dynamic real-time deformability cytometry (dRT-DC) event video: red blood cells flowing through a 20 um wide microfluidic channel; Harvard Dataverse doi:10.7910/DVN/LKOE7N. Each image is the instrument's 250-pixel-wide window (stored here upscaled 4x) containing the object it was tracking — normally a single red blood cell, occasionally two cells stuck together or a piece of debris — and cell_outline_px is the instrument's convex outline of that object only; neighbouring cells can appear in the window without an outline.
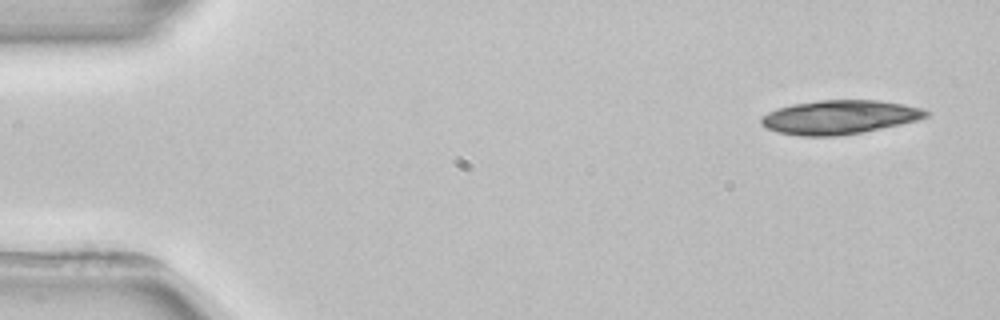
{"species": "common noctule bat (a hibernating species)", "species_latin": "Nyctalus noctula", "temperature_condition": "room temperature", "stored_images_in_passage": 3, "camera_frame_rate_fps": 3000, "um_per_image_px": 0.085, "animal": {"sex": "female", "body_mass_g": 22.7, "forearm_length_mm": 54.2}, "frame": {"image": 1, "passage_image": 1, "time_ms": 0.0, "image_size_px": [1000, 320], "cell_outline_px": [[928, 116], [916, 120], [900, 124], [864, 132], [836, 136], [800, 136], [776, 132], [764, 128], [760, 124], [760, 116], [776, 108], [792, 104], [820, 100], [876, 100], [904, 104], [924, 108], [928, 112]], "centroid_in_image_um": [71.29, 9.96], "position_along_channel_um": 13.7, "area_um2": 32.83}}